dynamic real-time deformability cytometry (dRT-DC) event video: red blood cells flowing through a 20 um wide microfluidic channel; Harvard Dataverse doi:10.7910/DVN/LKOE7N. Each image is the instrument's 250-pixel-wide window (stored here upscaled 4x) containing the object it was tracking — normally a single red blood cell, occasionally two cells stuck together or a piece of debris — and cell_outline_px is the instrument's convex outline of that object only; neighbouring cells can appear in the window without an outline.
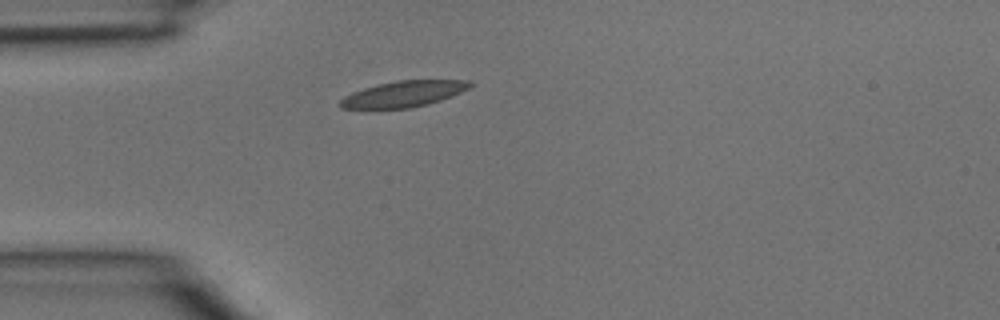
{"species": "common noctule bat (a hibernating species)", "species_latin": "Nyctalus noctula", "temperature_condition": "room temperature", "stored_images_in_passage": 1, "camera_frame_rate_fps": 3000, "um_per_image_px": 0.085, "animal": {"sex": "male", "body_mass_g": 15.6}, "frame": {"image": 1, "passage_image": 1, "time_ms": 0.0, "image_size_px": [1000, 320], "cell_outline_px": [[476, 84], [452, 96], [428, 104], [412, 108], [340, 108], [336, 104], [344, 96], [352, 92], [364, 88], [396, 80], [472, 80]], "centroid_in_image_um": [34.32, 7.98], "position_along_channel_um": 50.7, "area_um2": 19.71}}